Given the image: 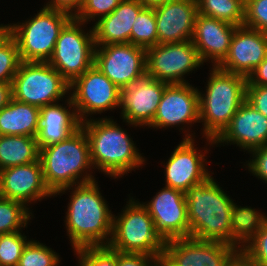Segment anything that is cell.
Listing matches in <instances>:
<instances>
[{
    "mask_svg": "<svg viewBox=\"0 0 267 266\" xmlns=\"http://www.w3.org/2000/svg\"><path fill=\"white\" fill-rule=\"evenodd\" d=\"M198 14L213 17L235 26L244 24L245 0H196Z\"/></svg>",
    "mask_w": 267,
    "mask_h": 266,
    "instance_id": "28",
    "label": "cell"
},
{
    "mask_svg": "<svg viewBox=\"0 0 267 266\" xmlns=\"http://www.w3.org/2000/svg\"><path fill=\"white\" fill-rule=\"evenodd\" d=\"M13 38L12 24H0V49Z\"/></svg>",
    "mask_w": 267,
    "mask_h": 266,
    "instance_id": "43",
    "label": "cell"
},
{
    "mask_svg": "<svg viewBox=\"0 0 267 266\" xmlns=\"http://www.w3.org/2000/svg\"><path fill=\"white\" fill-rule=\"evenodd\" d=\"M78 266H117V251L105 246H87L74 250Z\"/></svg>",
    "mask_w": 267,
    "mask_h": 266,
    "instance_id": "33",
    "label": "cell"
},
{
    "mask_svg": "<svg viewBox=\"0 0 267 266\" xmlns=\"http://www.w3.org/2000/svg\"><path fill=\"white\" fill-rule=\"evenodd\" d=\"M66 101L68 106L56 102L40 107L39 130L36 136L39 149L66 140L81 128L82 122L70 94Z\"/></svg>",
    "mask_w": 267,
    "mask_h": 266,
    "instance_id": "23",
    "label": "cell"
},
{
    "mask_svg": "<svg viewBox=\"0 0 267 266\" xmlns=\"http://www.w3.org/2000/svg\"><path fill=\"white\" fill-rule=\"evenodd\" d=\"M168 0H139V2L145 6V7H150L154 8L158 5H161L162 3H165Z\"/></svg>",
    "mask_w": 267,
    "mask_h": 266,
    "instance_id": "45",
    "label": "cell"
},
{
    "mask_svg": "<svg viewBox=\"0 0 267 266\" xmlns=\"http://www.w3.org/2000/svg\"><path fill=\"white\" fill-rule=\"evenodd\" d=\"M17 231L0 234V266H17L22 252L29 242L27 236Z\"/></svg>",
    "mask_w": 267,
    "mask_h": 266,
    "instance_id": "32",
    "label": "cell"
},
{
    "mask_svg": "<svg viewBox=\"0 0 267 266\" xmlns=\"http://www.w3.org/2000/svg\"><path fill=\"white\" fill-rule=\"evenodd\" d=\"M247 85L267 86V57L248 76Z\"/></svg>",
    "mask_w": 267,
    "mask_h": 266,
    "instance_id": "41",
    "label": "cell"
},
{
    "mask_svg": "<svg viewBox=\"0 0 267 266\" xmlns=\"http://www.w3.org/2000/svg\"><path fill=\"white\" fill-rule=\"evenodd\" d=\"M227 266H256L239 252Z\"/></svg>",
    "mask_w": 267,
    "mask_h": 266,
    "instance_id": "44",
    "label": "cell"
},
{
    "mask_svg": "<svg viewBox=\"0 0 267 266\" xmlns=\"http://www.w3.org/2000/svg\"><path fill=\"white\" fill-rule=\"evenodd\" d=\"M69 94L81 122L89 115L120 107V91L94 64L69 86Z\"/></svg>",
    "mask_w": 267,
    "mask_h": 266,
    "instance_id": "11",
    "label": "cell"
},
{
    "mask_svg": "<svg viewBox=\"0 0 267 266\" xmlns=\"http://www.w3.org/2000/svg\"><path fill=\"white\" fill-rule=\"evenodd\" d=\"M29 209L19 201L0 197V234L22 231L33 217Z\"/></svg>",
    "mask_w": 267,
    "mask_h": 266,
    "instance_id": "29",
    "label": "cell"
},
{
    "mask_svg": "<svg viewBox=\"0 0 267 266\" xmlns=\"http://www.w3.org/2000/svg\"><path fill=\"white\" fill-rule=\"evenodd\" d=\"M39 159L45 183L53 194L67 187L95 181L92 172H88L93 166L89 142L82 127L66 140L40 148Z\"/></svg>",
    "mask_w": 267,
    "mask_h": 266,
    "instance_id": "5",
    "label": "cell"
},
{
    "mask_svg": "<svg viewBox=\"0 0 267 266\" xmlns=\"http://www.w3.org/2000/svg\"><path fill=\"white\" fill-rule=\"evenodd\" d=\"M122 0H84L78 13L74 16L84 23L95 19L98 21L103 16L112 13Z\"/></svg>",
    "mask_w": 267,
    "mask_h": 266,
    "instance_id": "35",
    "label": "cell"
},
{
    "mask_svg": "<svg viewBox=\"0 0 267 266\" xmlns=\"http://www.w3.org/2000/svg\"><path fill=\"white\" fill-rule=\"evenodd\" d=\"M153 219L157 233L164 241L190 237L185 193L163 187L149 202L143 203Z\"/></svg>",
    "mask_w": 267,
    "mask_h": 266,
    "instance_id": "16",
    "label": "cell"
},
{
    "mask_svg": "<svg viewBox=\"0 0 267 266\" xmlns=\"http://www.w3.org/2000/svg\"><path fill=\"white\" fill-rule=\"evenodd\" d=\"M20 63L18 45L12 38L0 49V83H12Z\"/></svg>",
    "mask_w": 267,
    "mask_h": 266,
    "instance_id": "34",
    "label": "cell"
},
{
    "mask_svg": "<svg viewBox=\"0 0 267 266\" xmlns=\"http://www.w3.org/2000/svg\"><path fill=\"white\" fill-rule=\"evenodd\" d=\"M81 127L89 142L93 169L116 179L143 166L145 158L138 152L127 131L113 119L92 118L82 122Z\"/></svg>",
    "mask_w": 267,
    "mask_h": 266,
    "instance_id": "3",
    "label": "cell"
},
{
    "mask_svg": "<svg viewBox=\"0 0 267 266\" xmlns=\"http://www.w3.org/2000/svg\"><path fill=\"white\" fill-rule=\"evenodd\" d=\"M158 44L180 43L193 37L196 0H168L154 7Z\"/></svg>",
    "mask_w": 267,
    "mask_h": 266,
    "instance_id": "20",
    "label": "cell"
},
{
    "mask_svg": "<svg viewBox=\"0 0 267 266\" xmlns=\"http://www.w3.org/2000/svg\"><path fill=\"white\" fill-rule=\"evenodd\" d=\"M94 65L122 89L146 75V49L130 43L95 45Z\"/></svg>",
    "mask_w": 267,
    "mask_h": 266,
    "instance_id": "13",
    "label": "cell"
},
{
    "mask_svg": "<svg viewBox=\"0 0 267 266\" xmlns=\"http://www.w3.org/2000/svg\"><path fill=\"white\" fill-rule=\"evenodd\" d=\"M95 181L59 190L71 191L65 226L73 249L108 245L112 235L113 214Z\"/></svg>",
    "mask_w": 267,
    "mask_h": 266,
    "instance_id": "2",
    "label": "cell"
},
{
    "mask_svg": "<svg viewBox=\"0 0 267 266\" xmlns=\"http://www.w3.org/2000/svg\"><path fill=\"white\" fill-rule=\"evenodd\" d=\"M131 44L145 49L158 44L154 8L144 7L139 12L132 26Z\"/></svg>",
    "mask_w": 267,
    "mask_h": 266,
    "instance_id": "30",
    "label": "cell"
},
{
    "mask_svg": "<svg viewBox=\"0 0 267 266\" xmlns=\"http://www.w3.org/2000/svg\"><path fill=\"white\" fill-rule=\"evenodd\" d=\"M169 84L147 74L120 91L123 122L134 127L149 126L156 115L165 88Z\"/></svg>",
    "mask_w": 267,
    "mask_h": 266,
    "instance_id": "15",
    "label": "cell"
},
{
    "mask_svg": "<svg viewBox=\"0 0 267 266\" xmlns=\"http://www.w3.org/2000/svg\"><path fill=\"white\" fill-rule=\"evenodd\" d=\"M240 252L256 266H267V216L252 208L245 220Z\"/></svg>",
    "mask_w": 267,
    "mask_h": 266,
    "instance_id": "26",
    "label": "cell"
},
{
    "mask_svg": "<svg viewBox=\"0 0 267 266\" xmlns=\"http://www.w3.org/2000/svg\"><path fill=\"white\" fill-rule=\"evenodd\" d=\"M243 25L267 34V0H245Z\"/></svg>",
    "mask_w": 267,
    "mask_h": 266,
    "instance_id": "36",
    "label": "cell"
},
{
    "mask_svg": "<svg viewBox=\"0 0 267 266\" xmlns=\"http://www.w3.org/2000/svg\"><path fill=\"white\" fill-rule=\"evenodd\" d=\"M84 0H51L43 7L69 13L73 17L78 13Z\"/></svg>",
    "mask_w": 267,
    "mask_h": 266,
    "instance_id": "40",
    "label": "cell"
},
{
    "mask_svg": "<svg viewBox=\"0 0 267 266\" xmlns=\"http://www.w3.org/2000/svg\"><path fill=\"white\" fill-rule=\"evenodd\" d=\"M239 252L219 241L175 238L165 241L161 266H227Z\"/></svg>",
    "mask_w": 267,
    "mask_h": 266,
    "instance_id": "12",
    "label": "cell"
},
{
    "mask_svg": "<svg viewBox=\"0 0 267 266\" xmlns=\"http://www.w3.org/2000/svg\"><path fill=\"white\" fill-rule=\"evenodd\" d=\"M39 159L36 137L0 135V170Z\"/></svg>",
    "mask_w": 267,
    "mask_h": 266,
    "instance_id": "27",
    "label": "cell"
},
{
    "mask_svg": "<svg viewBox=\"0 0 267 266\" xmlns=\"http://www.w3.org/2000/svg\"><path fill=\"white\" fill-rule=\"evenodd\" d=\"M203 65L191 40L146 49V74L168 84H186L185 74Z\"/></svg>",
    "mask_w": 267,
    "mask_h": 266,
    "instance_id": "10",
    "label": "cell"
},
{
    "mask_svg": "<svg viewBox=\"0 0 267 266\" xmlns=\"http://www.w3.org/2000/svg\"><path fill=\"white\" fill-rule=\"evenodd\" d=\"M40 108L15 99L0 110V135L36 137Z\"/></svg>",
    "mask_w": 267,
    "mask_h": 266,
    "instance_id": "25",
    "label": "cell"
},
{
    "mask_svg": "<svg viewBox=\"0 0 267 266\" xmlns=\"http://www.w3.org/2000/svg\"><path fill=\"white\" fill-rule=\"evenodd\" d=\"M139 0H122L109 15L95 22V45L131 44V30L139 12L144 8Z\"/></svg>",
    "mask_w": 267,
    "mask_h": 266,
    "instance_id": "24",
    "label": "cell"
},
{
    "mask_svg": "<svg viewBox=\"0 0 267 266\" xmlns=\"http://www.w3.org/2000/svg\"><path fill=\"white\" fill-rule=\"evenodd\" d=\"M246 101L267 117V86L247 85Z\"/></svg>",
    "mask_w": 267,
    "mask_h": 266,
    "instance_id": "39",
    "label": "cell"
},
{
    "mask_svg": "<svg viewBox=\"0 0 267 266\" xmlns=\"http://www.w3.org/2000/svg\"><path fill=\"white\" fill-rule=\"evenodd\" d=\"M119 216L113 215L112 235L108 246L124 253L152 255L162 259L165 241L157 233L143 202L133 197Z\"/></svg>",
    "mask_w": 267,
    "mask_h": 266,
    "instance_id": "6",
    "label": "cell"
},
{
    "mask_svg": "<svg viewBox=\"0 0 267 266\" xmlns=\"http://www.w3.org/2000/svg\"><path fill=\"white\" fill-rule=\"evenodd\" d=\"M85 23L72 18L61 30L48 63L71 84L94 64L93 27L84 32Z\"/></svg>",
    "mask_w": 267,
    "mask_h": 266,
    "instance_id": "9",
    "label": "cell"
},
{
    "mask_svg": "<svg viewBox=\"0 0 267 266\" xmlns=\"http://www.w3.org/2000/svg\"><path fill=\"white\" fill-rule=\"evenodd\" d=\"M214 141L217 145L237 144L250 153L267 144V117L245 100Z\"/></svg>",
    "mask_w": 267,
    "mask_h": 266,
    "instance_id": "21",
    "label": "cell"
},
{
    "mask_svg": "<svg viewBox=\"0 0 267 266\" xmlns=\"http://www.w3.org/2000/svg\"><path fill=\"white\" fill-rule=\"evenodd\" d=\"M236 27L228 22L197 14L191 41L203 64L211 60L212 66L217 67L225 59Z\"/></svg>",
    "mask_w": 267,
    "mask_h": 266,
    "instance_id": "22",
    "label": "cell"
},
{
    "mask_svg": "<svg viewBox=\"0 0 267 266\" xmlns=\"http://www.w3.org/2000/svg\"><path fill=\"white\" fill-rule=\"evenodd\" d=\"M11 84L13 99L39 108L70 93V84L48 62L21 61Z\"/></svg>",
    "mask_w": 267,
    "mask_h": 266,
    "instance_id": "8",
    "label": "cell"
},
{
    "mask_svg": "<svg viewBox=\"0 0 267 266\" xmlns=\"http://www.w3.org/2000/svg\"><path fill=\"white\" fill-rule=\"evenodd\" d=\"M117 266H161V259L147 254L117 251Z\"/></svg>",
    "mask_w": 267,
    "mask_h": 266,
    "instance_id": "38",
    "label": "cell"
},
{
    "mask_svg": "<svg viewBox=\"0 0 267 266\" xmlns=\"http://www.w3.org/2000/svg\"><path fill=\"white\" fill-rule=\"evenodd\" d=\"M55 196L47 187L40 159L33 163L0 170V197L27 203H35Z\"/></svg>",
    "mask_w": 267,
    "mask_h": 266,
    "instance_id": "18",
    "label": "cell"
},
{
    "mask_svg": "<svg viewBox=\"0 0 267 266\" xmlns=\"http://www.w3.org/2000/svg\"><path fill=\"white\" fill-rule=\"evenodd\" d=\"M72 18L67 12L43 7L33 18L13 23L21 61L48 62L61 30Z\"/></svg>",
    "mask_w": 267,
    "mask_h": 266,
    "instance_id": "7",
    "label": "cell"
},
{
    "mask_svg": "<svg viewBox=\"0 0 267 266\" xmlns=\"http://www.w3.org/2000/svg\"><path fill=\"white\" fill-rule=\"evenodd\" d=\"M249 154H252V159L248 161L245 166H248L249 172L253 175L264 180L267 183V144L263 147L252 150Z\"/></svg>",
    "mask_w": 267,
    "mask_h": 266,
    "instance_id": "37",
    "label": "cell"
},
{
    "mask_svg": "<svg viewBox=\"0 0 267 266\" xmlns=\"http://www.w3.org/2000/svg\"><path fill=\"white\" fill-rule=\"evenodd\" d=\"M60 261L59 255L52 248L37 240H30L17 266H58Z\"/></svg>",
    "mask_w": 267,
    "mask_h": 266,
    "instance_id": "31",
    "label": "cell"
},
{
    "mask_svg": "<svg viewBox=\"0 0 267 266\" xmlns=\"http://www.w3.org/2000/svg\"><path fill=\"white\" fill-rule=\"evenodd\" d=\"M188 132V130L185 131L183 141L171 153L166 165H163L166 176L165 186L183 193L211 176L205 164L207 161L204 154L208 153V150L205 149V153H201L203 151L195 147V139L192 136L194 134Z\"/></svg>",
    "mask_w": 267,
    "mask_h": 266,
    "instance_id": "14",
    "label": "cell"
},
{
    "mask_svg": "<svg viewBox=\"0 0 267 266\" xmlns=\"http://www.w3.org/2000/svg\"><path fill=\"white\" fill-rule=\"evenodd\" d=\"M199 119V89L186 84H169L162 95L153 122L148 128L176 127L185 123L192 126ZM176 125V126H175Z\"/></svg>",
    "mask_w": 267,
    "mask_h": 266,
    "instance_id": "17",
    "label": "cell"
},
{
    "mask_svg": "<svg viewBox=\"0 0 267 266\" xmlns=\"http://www.w3.org/2000/svg\"><path fill=\"white\" fill-rule=\"evenodd\" d=\"M267 57V34L244 25L237 26L225 59L217 66L246 78Z\"/></svg>",
    "mask_w": 267,
    "mask_h": 266,
    "instance_id": "19",
    "label": "cell"
},
{
    "mask_svg": "<svg viewBox=\"0 0 267 266\" xmlns=\"http://www.w3.org/2000/svg\"><path fill=\"white\" fill-rule=\"evenodd\" d=\"M12 99V84L0 83V110Z\"/></svg>",
    "mask_w": 267,
    "mask_h": 266,
    "instance_id": "42",
    "label": "cell"
},
{
    "mask_svg": "<svg viewBox=\"0 0 267 266\" xmlns=\"http://www.w3.org/2000/svg\"><path fill=\"white\" fill-rule=\"evenodd\" d=\"M210 71L206 92L199 91V119L203 122V137L213 146L246 100L247 78L218 67Z\"/></svg>",
    "mask_w": 267,
    "mask_h": 266,
    "instance_id": "4",
    "label": "cell"
},
{
    "mask_svg": "<svg viewBox=\"0 0 267 266\" xmlns=\"http://www.w3.org/2000/svg\"><path fill=\"white\" fill-rule=\"evenodd\" d=\"M190 237L242 249L245 220L252 207L238 206L212 175L185 193ZM241 243V244H240Z\"/></svg>",
    "mask_w": 267,
    "mask_h": 266,
    "instance_id": "1",
    "label": "cell"
}]
</instances>
